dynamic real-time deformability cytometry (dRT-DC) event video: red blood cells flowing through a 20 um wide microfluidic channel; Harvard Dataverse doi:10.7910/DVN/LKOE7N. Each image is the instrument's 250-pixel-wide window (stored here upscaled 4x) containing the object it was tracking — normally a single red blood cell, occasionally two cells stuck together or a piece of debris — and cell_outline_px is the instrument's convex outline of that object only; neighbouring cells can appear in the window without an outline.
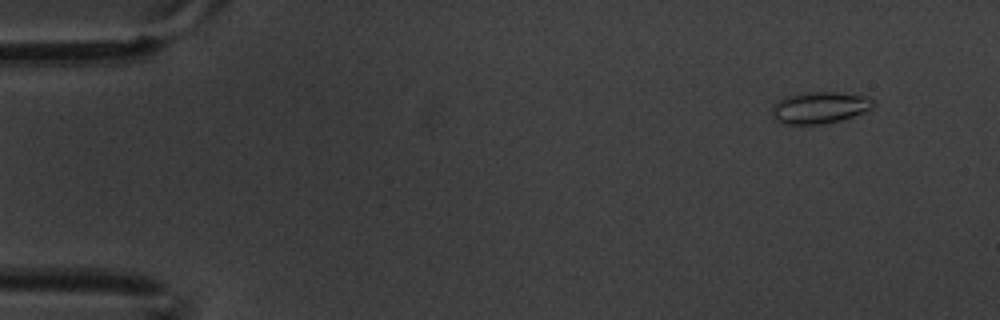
{"species": "common noctule bat (a hibernating species)", "species_latin": "Nyctalus noctula", "temperature_condition": "warm", "stored_images_in_passage": 6, "camera_frame_rate_fps": 3000, "um_per_image_px": 0.085, "animal": {"sex": "male", "body_mass_g": 20.1, "forearm_length_mm": 53.5}, "frame": {"image": 1, "passage_image": 1, "time_ms": 0.0, "image_size_px": [1000, 320], "cell_outline_px": [[876, 104], [872, 108], [864, 112], [840, 120], [824, 124], [784, 124], [776, 120], [772, 116], [772, 104], [784, 96], [804, 92], [836, 92], [868, 96], [876, 100]], "centroid_in_image_um": [69.67, 9.13], "position_along_channel_um": 15.3, "area_um2": 19.02}}
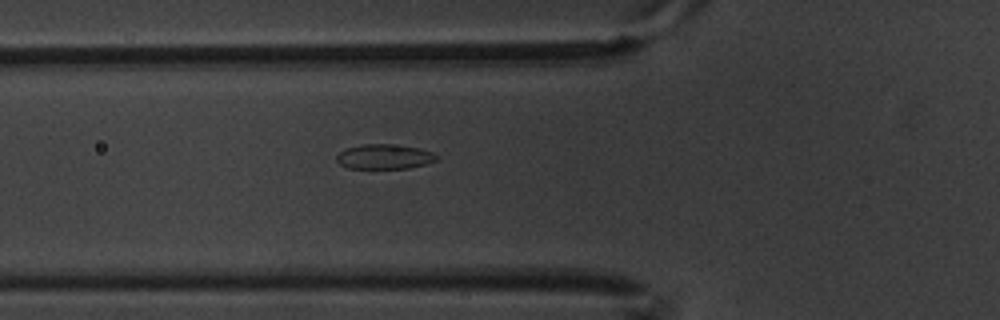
{"frame": {"image": 2, "passage_image": 6, "time_ms": 1.667, "image_size_px": [1000, 320], "cell_outline_px": [[436, 160], [424, 164], [408, 168], [348, 168], [340, 164], [336, 160], [336, 156], [344, 148], [360, 144], [388, 144], [420, 148], [432, 152], [436, 156]], "centroid_in_image_um": [32.61, 13.31], "position_along_channel_um": 93.2, "area_um2": 14.33}}